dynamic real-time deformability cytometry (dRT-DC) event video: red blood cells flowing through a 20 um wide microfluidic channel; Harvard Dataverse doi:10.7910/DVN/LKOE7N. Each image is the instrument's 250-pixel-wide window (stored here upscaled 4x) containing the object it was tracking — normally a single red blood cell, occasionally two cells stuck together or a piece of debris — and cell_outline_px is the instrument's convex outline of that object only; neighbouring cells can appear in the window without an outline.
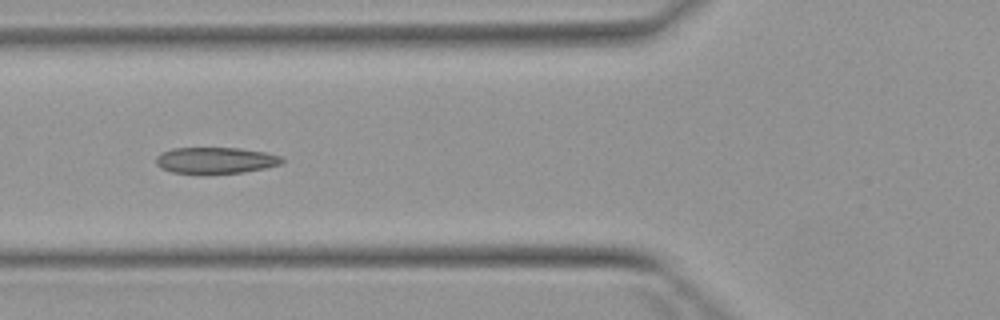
{"species": "Egyptian fruit bat (a non-hibernating species)", "species_latin": "Rousettus aegyptiacus", "temperature_condition": "warm", "stored_images_in_passage": 6, "camera_frame_rate_fps": 3000, "um_per_image_px": 0.085, "animal": {"sex": "female"}, "frame": {"image": 1, "passage_image": 5, "time_ms": 5.667, "image_size_px": [1000, 320], "cell_outline_px": [[284, 160], [280, 164], [264, 168], [244, 172], [172, 172], [160, 168], [156, 164], [156, 156], [160, 152], [172, 148], [240, 148], [264, 152], [284, 156]], "centroid_in_image_um": [18.32, 13.6], "position_along_channel_um": 107.5, "area_um2": 19.02}}
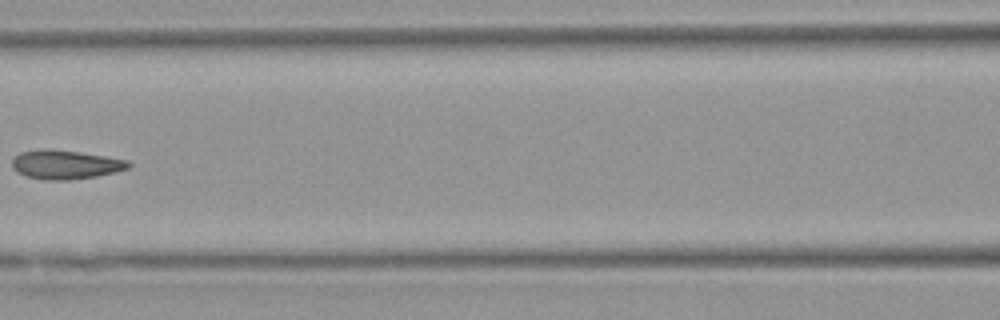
{"frame": {"image": 2, "passage_image": 6, "time_ms": 7.0, "image_size_px": [1000, 320], "cell_outline_px": [[132, 164], [128, 168], [96, 176], [68, 180], [44, 180], [24, 176], [16, 172], [12, 168], [12, 160], [20, 152], [44, 148], [52, 148], [80, 152], [128, 160]], "centroid_in_image_um": [5.51, 13.98], "position_along_channel_um": 161.1, "area_um2": 19.77}}